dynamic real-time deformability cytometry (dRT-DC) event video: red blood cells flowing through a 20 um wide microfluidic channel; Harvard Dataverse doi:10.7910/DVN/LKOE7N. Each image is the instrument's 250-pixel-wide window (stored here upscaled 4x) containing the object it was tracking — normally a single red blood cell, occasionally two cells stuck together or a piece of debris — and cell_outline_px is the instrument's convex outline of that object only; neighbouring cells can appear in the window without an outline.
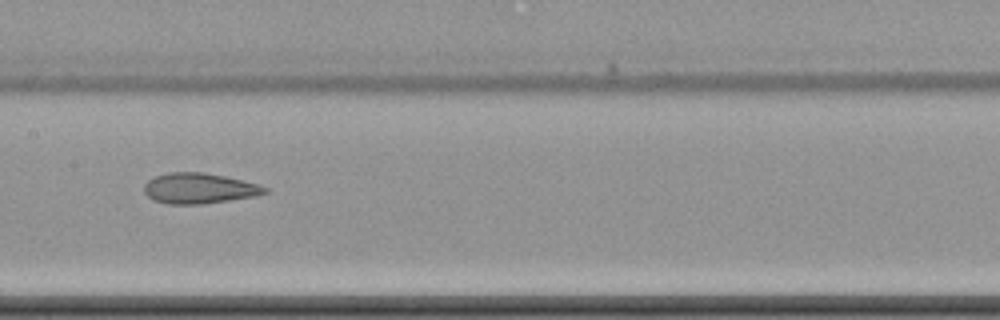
{"species": "common noctule bat (a hibernating species)", "species_latin": "Nyctalus noctula", "temperature_condition": "cold", "stored_images_in_passage": 10, "camera_frame_rate_fps": 3000, "um_per_image_px": 0.085, "animal": {"sex": "female", "body_mass_g": 22.7, "forearm_length_mm": 54.2}, "frame": {"image": 1, "passage_image": 9, "time_ms": 9.667, "image_size_px": [1000, 320], "cell_outline_px": [[268, 192], [256, 196], [200, 204], [168, 204], [152, 200], [144, 192], [144, 184], [148, 180], [156, 176], [168, 172], [204, 172], [244, 180], [268, 188]], "centroid_in_image_um": [16.91, 16.0], "position_along_channel_um": 190.5, "area_um2": 21.44}}
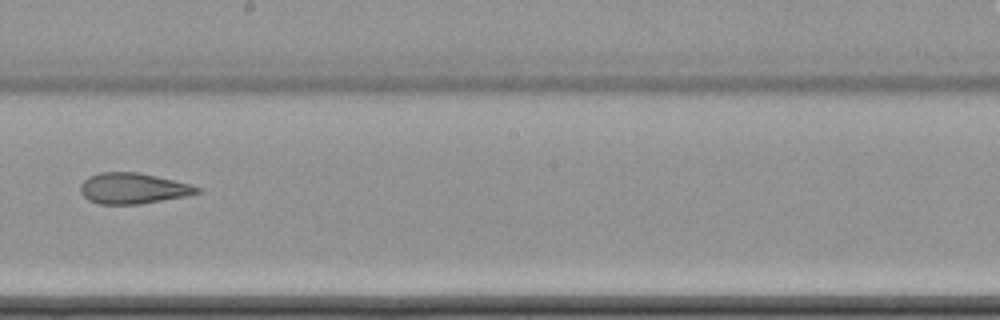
{"frame": {"image": 2, "passage_image": 10, "time_ms": 11.0, "image_size_px": [1000, 320], "cell_outline_px": [[200, 192], [188, 196], [140, 204], [100, 204], [88, 200], [80, 192], [80, 184], [88, 176], [100, 172], [140, 172], [192, 184], [200, 188]], "centroid_in_image_um": [11.31, 16.01], "position_along_channel_um": 236.9, "area_um2": 21.15}}